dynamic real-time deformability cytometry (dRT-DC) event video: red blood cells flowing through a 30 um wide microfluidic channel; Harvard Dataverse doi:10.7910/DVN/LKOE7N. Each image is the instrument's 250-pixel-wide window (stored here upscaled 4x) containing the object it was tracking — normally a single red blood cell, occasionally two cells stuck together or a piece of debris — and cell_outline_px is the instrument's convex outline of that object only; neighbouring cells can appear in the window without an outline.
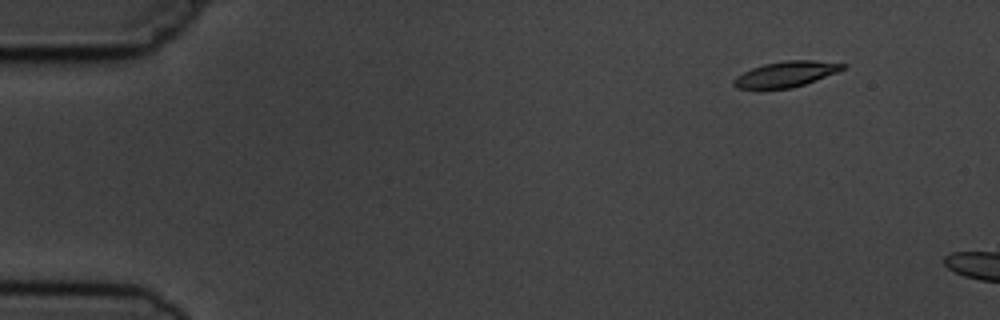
{"species": "common noctule bat (a hibernating species)", "species_latin": "Nyctalus noctula", "temperature_condition": "cold", "stored_images_in_passage": 3, "camera_frame_rate_fps": 3000, "um_per_image_px": 0.085, "animal": {"sex": "male", "body_mass_g": 19.5, "forearm_length_mm": 54.6}, "frame": {"image": 1, "passage_image": 1, "time_ms": 0.0, "image_size_px": [1000, 320], "cell_outline_px": [[848, 64], [844, 68], [836, 72], [816, 80], [792, 88], [736, 88], [732, 84], [732, 80], [736, 76], [752, 68], [764, 64], [784, 60], [812, 60]], "centroid_in_image_um": [66.79, 6.29], "position_along_channel_um": 18.2, "area_um2": 16.07}}